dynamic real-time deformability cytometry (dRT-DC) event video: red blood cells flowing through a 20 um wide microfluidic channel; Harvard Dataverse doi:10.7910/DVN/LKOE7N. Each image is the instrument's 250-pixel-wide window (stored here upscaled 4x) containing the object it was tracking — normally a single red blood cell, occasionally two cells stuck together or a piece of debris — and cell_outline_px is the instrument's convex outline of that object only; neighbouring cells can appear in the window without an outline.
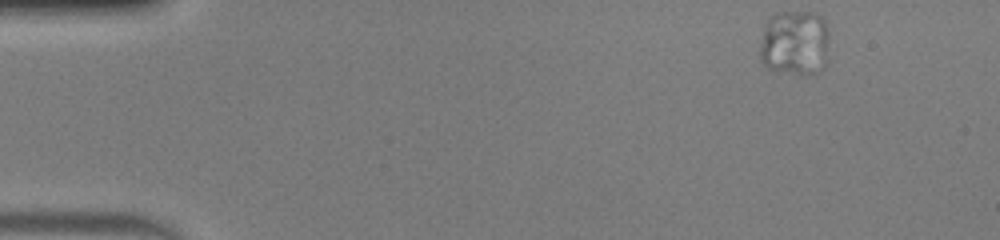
{"species": "human", "species_latin": "Homo sapiens", "temperature_condition": "warm", "stored_images_in_passage": 48, "camera_frame_rate_fps": 3000, "um_per_image_px": 0.085, "donor": {"sex": "male"}, "frame": {"image": 1, "passage_image": 1, "time_ms": 0.0, "image_size_px": [1000, 240], "cell_outline_px": [[828, 60], [824, 68], [812, 76], [804, 76], [768, 68], [760, 60], [760, 48], [764, 24], [768, 16], [776, 12], [816, 12], [824, 20], [828, 28]], "centroid_in_image_um": [67.58, 3.65], "position_along_channel_um": 17.4, "area_um2": 27.4}}
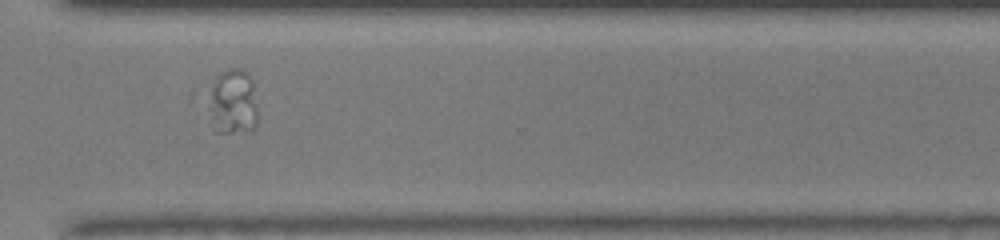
{"frame": {"image": 2, "passage_image": 35, "time_ms": 11.333, "image_size_px": [1000, 240], "cell_outline_px": [[256, 128], [252, 132], [212, 132], [188, 104], [188, 96], [192, 92], [220, 72], [228, 68], [240, 68], [248, 72], [252, 80], [256, 104]], "centroid_in_image_um": [19.25, 8.68], "position_along_channel_um": 351.3, "area_um2": 24.22}}
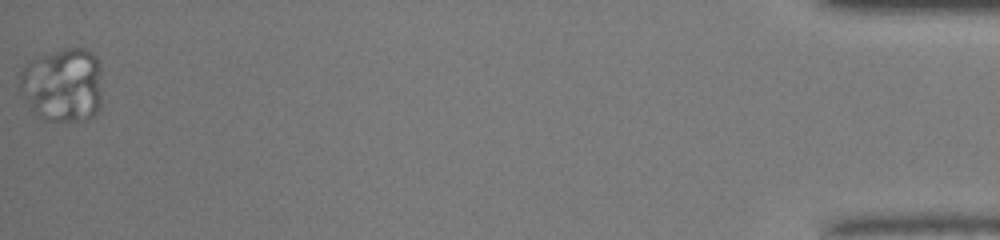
{"frame": {"image": 3, "passage_image": 48, "time_ms": 15.667, "image_size_px": [1000, 240], "cell_outline_px": [[100, 108], [88, 120], [44, 120], [36, 116], [20, 92], [20, 72], [24, 64], [40, 56], [60, 48], [84, 48], [92, 52], [96, 56], [100, 68]], "centroid_in_image_um": [5.32, 7.2], "position_along_channel_um": 429.9, "area_um2": 35.89}}